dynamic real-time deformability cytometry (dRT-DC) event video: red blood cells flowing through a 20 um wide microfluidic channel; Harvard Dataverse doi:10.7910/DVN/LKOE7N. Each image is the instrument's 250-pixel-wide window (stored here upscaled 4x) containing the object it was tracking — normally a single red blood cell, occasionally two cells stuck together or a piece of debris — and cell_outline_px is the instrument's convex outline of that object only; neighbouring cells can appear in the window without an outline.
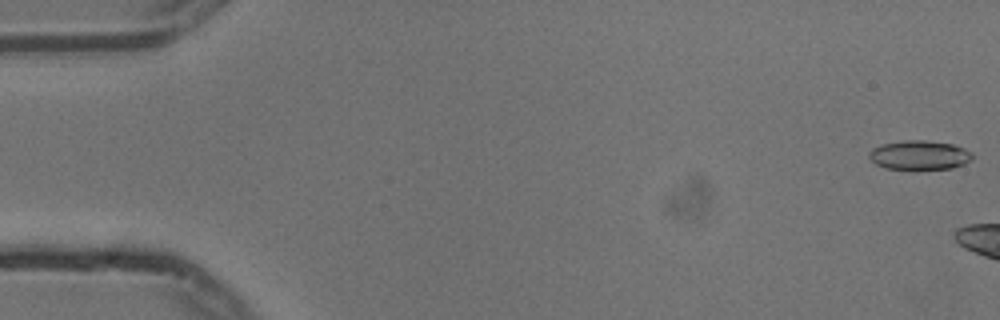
{"species": "common noctule bat (a hibernating species)", "species_latin": "Nyctalus noctula", "temperature_condition": "cold", "stored_images_in_passage": 7, "camera_frame_rate_fps": 3000, "um_per_image_px": 0.085, "animal": {"sex": "male", "body_mass_g": 13.3}, "frame": {"image": 1, "passage_image": 1, "time_ms": 0.0, "image_size_px": [1000, 320], "cell_outline_px": [[972, 160], [964, 164], [952, 168], [916, 172], [884, 168], [876, 164], [868, 156], [868, 152], [872, 148], [884, 144], [904, 140], [924, 140], [952, 144], [964, 148], [972, 152]], "centroid_in_image_um": [78.15, 13.23], "position_along_channel_um": 6.9, "area_um2": 18.32}}